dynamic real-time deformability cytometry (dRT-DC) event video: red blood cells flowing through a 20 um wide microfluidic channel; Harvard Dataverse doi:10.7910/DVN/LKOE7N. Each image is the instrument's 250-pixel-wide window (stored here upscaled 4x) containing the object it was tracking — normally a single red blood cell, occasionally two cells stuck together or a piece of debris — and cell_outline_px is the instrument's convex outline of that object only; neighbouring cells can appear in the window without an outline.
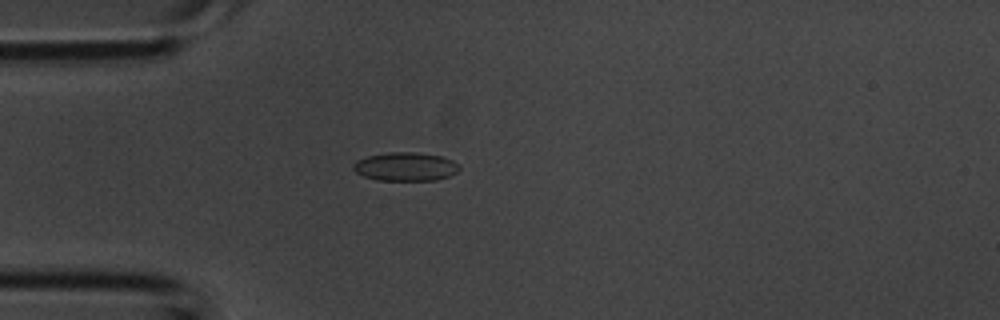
{"species": "common noctule bat (a hibernating species)", "species_latin": "Nyctalus noctula", "temperature_condition": "room temperature", "stored_images_in_passage": 3, "camera_frame_rate_fps": 3000, "um_per_image_px": 0.085, "animal": {"sex": "male", "body_mass_g": 20.1, "forearm_length_mm": 53.5}, "frame": {"image": 1, "passage_image": 3, "time_ms": 0.667, "image_size_px": [1000, 320], "cell_outline_px": [[460, 168], [456, 172], [448, 176], [436, 180], [376, 180], [364, 176], [356, 172], [352, 168], [352, 164], [356, 160], [368, 156], [388, 152], [416, 152], [444, 156], [452, 160]], "centroid_in_image_um": [34.44, 14.15], "position_along_channel_um": 50.6, "area_um2": 17.69}}